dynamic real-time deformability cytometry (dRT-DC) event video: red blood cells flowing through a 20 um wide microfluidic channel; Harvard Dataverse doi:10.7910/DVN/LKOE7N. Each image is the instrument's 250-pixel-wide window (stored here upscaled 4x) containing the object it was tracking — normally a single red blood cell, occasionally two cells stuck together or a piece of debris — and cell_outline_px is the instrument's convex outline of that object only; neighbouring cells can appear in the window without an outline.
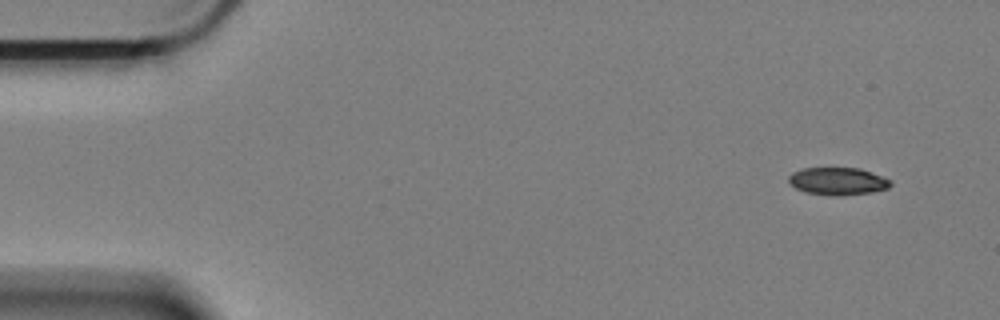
{"species": "Egyptian fruit bat (a non-hibernating species)", "species_latin": "Rousettus aegyptiacus", "temperature_condition": "cold", "stored_images_in_passage": 56, "camera_frame_rate_fps": 3000, "um_per_image_px": 0.085, "animal": {"sex": "female"}, "frame": {"image": 1, "passage_image": 1, "time_ms": 0.0, "image_size_px": [1000, 320], "cell_outline_px": [[892, 184], [888, 188], [872, 192], [840, 196], [832, 196], [804, 192], [796, 188], [788, 180], [788, 176], [792, 172], [804, 168], [860, 168], [892, 180]], "centroid_in_image_um": [71.22, 15.41], "position_along_channel_um": 13.8, "area_um2": 16.42}}
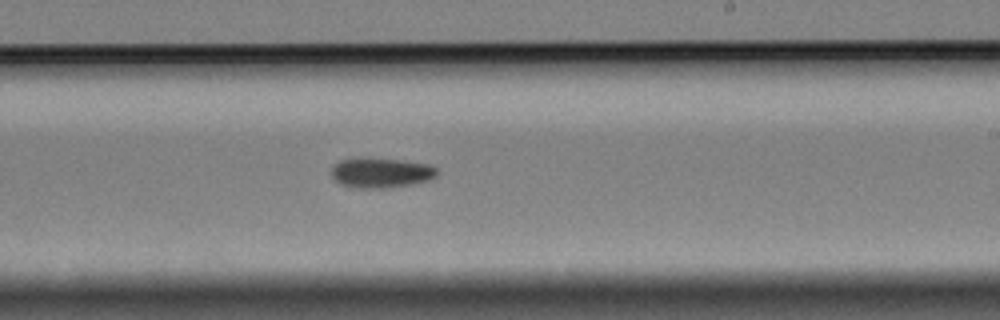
{"frame": {"image": 2, "passage_image": 32, "time_ms": 10.333, "image_size_px": [1000, 320], "cell_outline_px": [[440, 172], [432, 180], [412, 184], [384, 188], [360, 188], [340, 184], [332, 176], [332, 168], [340, 160], [400, 160], [428, 164], [436, 168]], "centroid_in_image_um": [32.47, 14.72], "position_along_channel_um": 256.5, "area_um2": 17.86}}
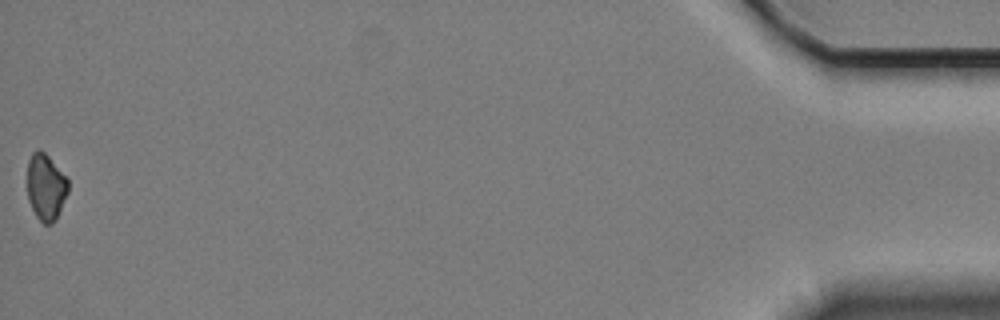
{"frame": {"image": 3, "passage_image": 56, "time_ms": 18.333, "image_size_px": [1000, 320], "cell_outline_px": [[68, 192], [56, 220], [52, 224], [44, 224], [36, 216], [28, 200], [28, 160], [32, 152], [36, 148], [40, 148], [48, 156], [68, 180]], "centroid_in_image_um": [3.89, 15.89], "position_along_channel_um": 431.3, "area_um2": 15.78}, "authors_computed_cell_mechanics": {"area_um2": 17.2533, "velocity_mm_per_s": 3.3772, "shape_relaxation_time_tau1_ms": 5.373, "shape_relaxation_time_tau2_ms": null, "deformation_change_tau1": 0.1067, "deformation_change_tau2": null}}